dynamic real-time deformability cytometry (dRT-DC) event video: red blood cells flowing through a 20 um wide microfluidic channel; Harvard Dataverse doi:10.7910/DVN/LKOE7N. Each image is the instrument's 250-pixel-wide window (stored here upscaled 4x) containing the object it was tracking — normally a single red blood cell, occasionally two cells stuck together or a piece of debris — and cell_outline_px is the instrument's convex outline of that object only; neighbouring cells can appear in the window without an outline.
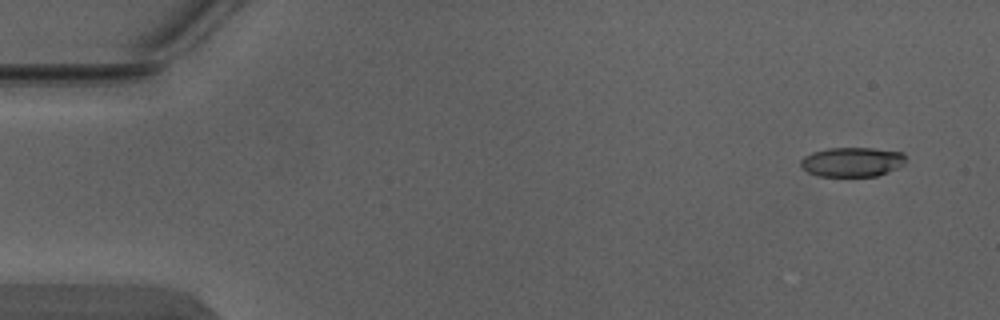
{"species": "Egyptian fruit bat (a non-hibernating species)", "species_latin": "Rousettus aegyptiacus", "temperature_condition": "warm", "stored_images_in_passage": 4, "camera_frame_rate_fps": 3000, "um_per_image_px": 0.085, "animal": {"sex": "male"}, "frame": {"image": 1, "passage_image": 1, "time_ms": 0.0, "image_size_px": [1000, 320], "cell_outline_px": [[904, 164], [888, 172], [876, 176], [820, 176], [808, 172], [800, 168], [800, 160], [804, 156], [812, 152], [828, 148], [872, 148], [904, 152]], "centroid_in_image_um": [72.4, 13.76], "position_along_channel_um": 12.6, "area_um2": 18.09}}
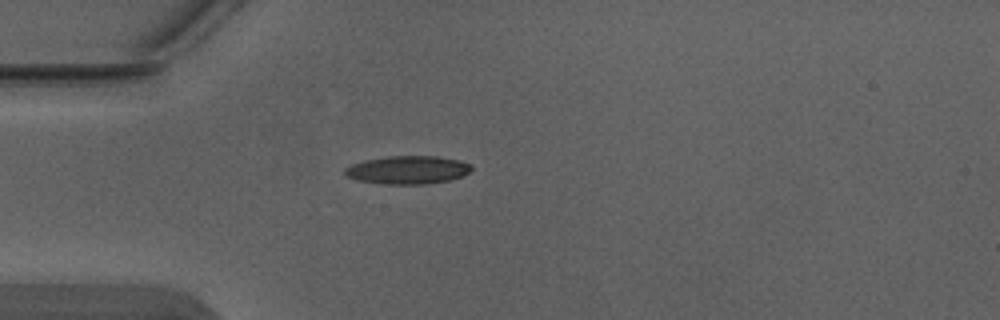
{"frame": {"image": 2, "passage_image": 4, "time_ms": 1.0, "image_size_px": [1000, 320], "cell_outline_px": [[472, 168], [468, 172], [460, 176], [448, 180], [428, 184], [380, 184], [356, 180], [348, 176], [344, 172], [344, 168], [352, 164], [364, 160], [388, 156], [436, 156], [460, 160], [472, 164]], "centroid_in_image_um": [34.64, 14.44], "position_along_channel_um": 50.4, "area_um2": 20.81}}